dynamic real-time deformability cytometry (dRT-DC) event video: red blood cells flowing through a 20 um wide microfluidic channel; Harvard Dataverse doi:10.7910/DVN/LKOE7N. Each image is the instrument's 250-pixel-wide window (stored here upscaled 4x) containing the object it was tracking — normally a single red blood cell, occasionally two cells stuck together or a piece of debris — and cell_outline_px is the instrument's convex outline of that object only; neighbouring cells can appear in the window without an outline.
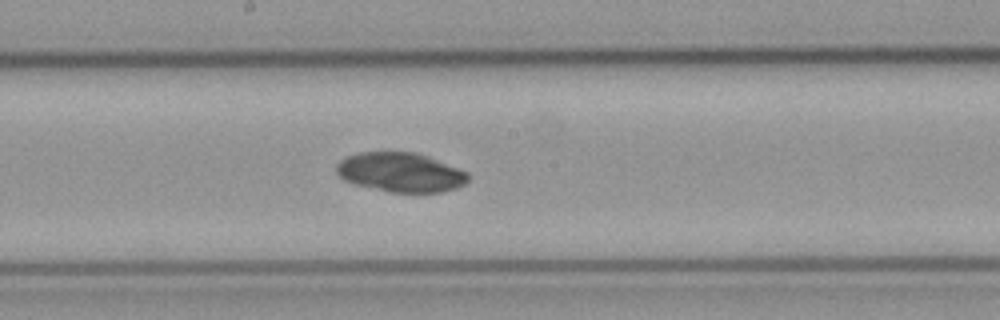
{"species": "common noctule bat (a hibernating species)", "species_latin": "Nyctalus noctula", "temperature_condition": "cold", "stored_images_in_passage": 53, "camera_frame_rate_fps": 3000, "um_per_image_px": 0.085, "animal": {"sex": "male", "body_mass_g": 23.1, "forearm_length_mm": 52.7}, "frame": {"image": 1, "passage_image": 28, "time_ms": 9.0, "image_size_px": [1000, 320], "cell_outline_px": [[468, 180], [464, 184], [456, 188], [440, 192], [392, 192], [352, 184], [344, 180], [336, 172], [336, 164], [340, 160], [348, 156], [360, 152], [416, 152], [428, 156], [468, 172]], "centroid_in_image_um": [34.03, 14.64], "position_along_channel_um": 214.2, "area_um2": 30.17}}